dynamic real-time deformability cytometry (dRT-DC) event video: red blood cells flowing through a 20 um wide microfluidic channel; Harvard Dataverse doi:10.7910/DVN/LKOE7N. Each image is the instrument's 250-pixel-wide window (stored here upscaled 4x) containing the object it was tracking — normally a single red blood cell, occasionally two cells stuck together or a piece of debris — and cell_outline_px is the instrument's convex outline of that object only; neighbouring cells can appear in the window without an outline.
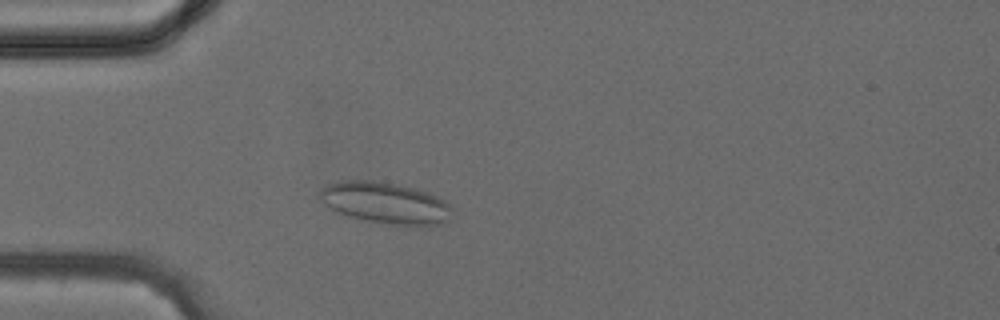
{"species": "common noctule bat (a hibernating species)", "species_latin": "Nyctalus noctula", "temperature_condition": "cold", "stored_images_in_passage": 32, "camera_frame_rate_fps": 3000, "um_per_image_px": 0.085, "animal": {"sex": "female", "body_mass_g": 24.6, "forearm_length_mm": 56.2}, "frame": {"image": 1, "passage_image": 4, "time_ms": 1.0, "image_size_px": [1000, 320], "cell_outline_px": [[452, 208], [448, 220], [444, 224], [392, 224], [364, 220], [348, 216], [324, 204], [320, 200], [320, 192], [328, 184], [344, 180], [372, 180], [396, 184], [416, 188], [428, 192], [444, 200]], "centroid_in_image_um": [32.76, 17.23], "position_along_channel_um": 52.2, "area_um2": 31.44}}
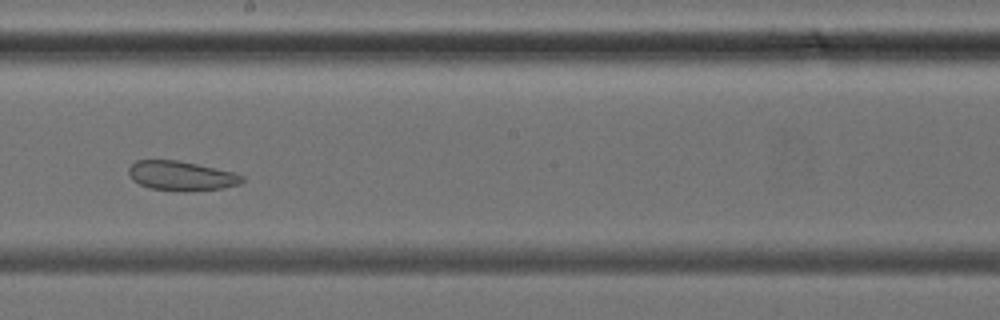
{"frame": {"image": 2, "passage_image": 15, "time_ms": 4.667, "image_size_px": [1000, 320], "cell_outline_px": [[244, 180], [240, 184], [220, 188], [184, 192], [152, 188], [140, 184], [132, 180], [128, 172], [128, 168], [136, 160], [176, 160], [196, 164], [232, 172], [244, 176]], "centroid_in_image_um": [15.39, 14.95], "position_along_channel_um": 232.8, "area_um2": 19.31}}
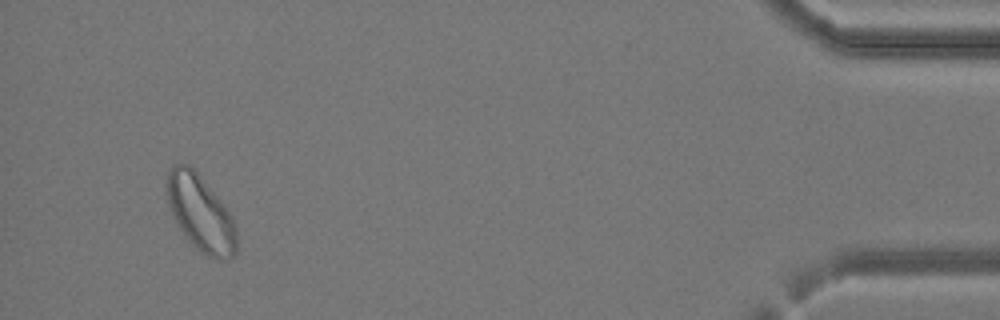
{"frame": {"image": 3, "passage_image": 30, "time_ms": 9.667, "image_size_px": [1000, 320], "cell_outline_px": [[236, 252], [228, 260], [220, 260], [208, 256], [200, 252], [184, 236], [176, 224], [172, 216], [168, 204], [168, 172], [176, 164], [188, 164], [200, 176], [220, 200], [232, 216], [236, 232]], "centroid_in_image_um": [17.05, 18.17], "position_along_channel_um": 418.1, "area_um2": 30.46}}